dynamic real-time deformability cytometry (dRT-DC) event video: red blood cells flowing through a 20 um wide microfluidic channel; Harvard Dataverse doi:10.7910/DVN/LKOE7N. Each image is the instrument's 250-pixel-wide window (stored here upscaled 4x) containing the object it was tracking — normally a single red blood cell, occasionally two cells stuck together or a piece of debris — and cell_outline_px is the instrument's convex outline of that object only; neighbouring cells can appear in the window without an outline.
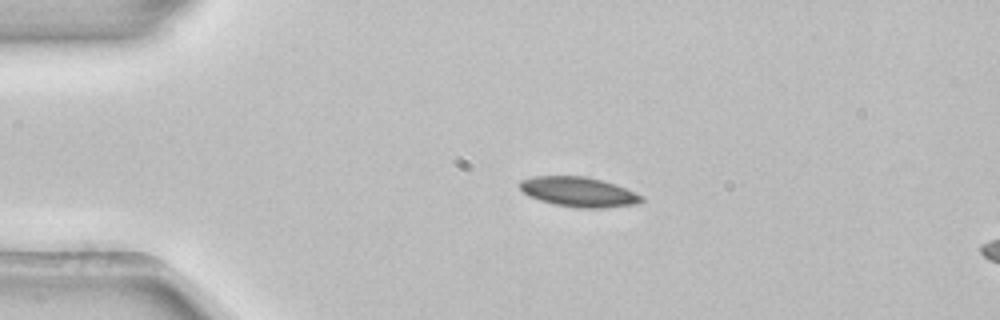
{"species": "common noctule bat (a hibernating species)", "species_latin": "Nyctalus noctula", "temperature_condition": "room temperature", "stored_images_in_passage": 3, "segment_of_instrument_passage": [1, 2], "camera_frame_rate_fps": 3000, "um_per_image_px": 0.085, "animal": {"sex": "female", "body_mass_g": 22.7, "forearm_length_mm": 54.2}, "frame": {"image": 1, "passage_image": 1, "time_ms": 0.0, "image_size_px": [1000, 320], "cell_outline_px": [[644, 200], [636, 204], [604, 208], [576, 208], [556, 204], [540, 200], [528, 196], [520, 188], [520, 180], [532, 176], [584, 176], [604, 180], [616, 184], [644, 196]], "centroid_in_image_um": [49.21, 16.31], "position_along_channel_um": 35.8, "area_um2": 21.27}}